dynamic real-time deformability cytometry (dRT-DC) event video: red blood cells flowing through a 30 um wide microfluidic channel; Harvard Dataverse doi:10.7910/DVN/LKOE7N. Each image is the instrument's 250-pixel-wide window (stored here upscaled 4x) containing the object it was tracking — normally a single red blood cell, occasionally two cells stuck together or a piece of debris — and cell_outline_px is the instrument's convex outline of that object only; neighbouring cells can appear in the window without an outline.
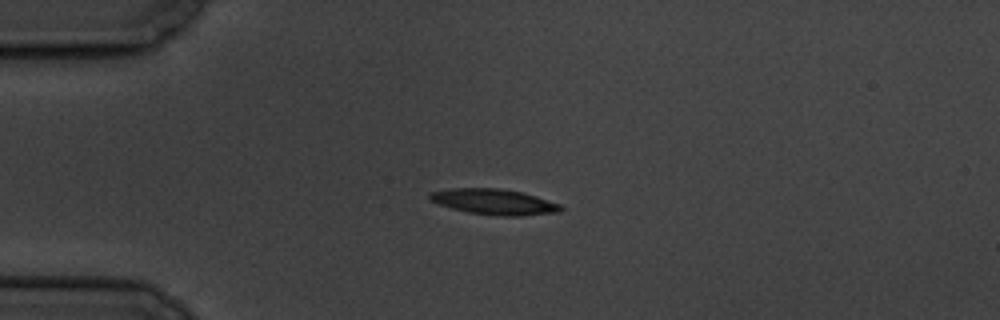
{"species": "common noctule bat (a hibernating species)", "species_latin": "Nyctalus noctula", "temperature_condition": "cold", "stored_images_in_passage": 6, "camera_frame_rate_fps": 3000, "um_per_image_px": 0.085, "animal": {"sex": "male", "body_mass_g": 19.5, "forearm_length_mm": 54.6}, "frame": {"image": 1, "passage_image": 4, "time_ms": 3.333, "image_size_px": [1000, 320], "cell_outline_px": [[564, 208], [560, 212], [520, 216], [500, 216], [468, 212], [452, 208], [428, 200], [428, 196], [432, 192], [452, 188], [500, 188], [524, 192], [560, 204]], "centroid_in_image_um": [42.03, 17.15], "position_along_channel_um": 43.0, "area_um2": 19.59}}
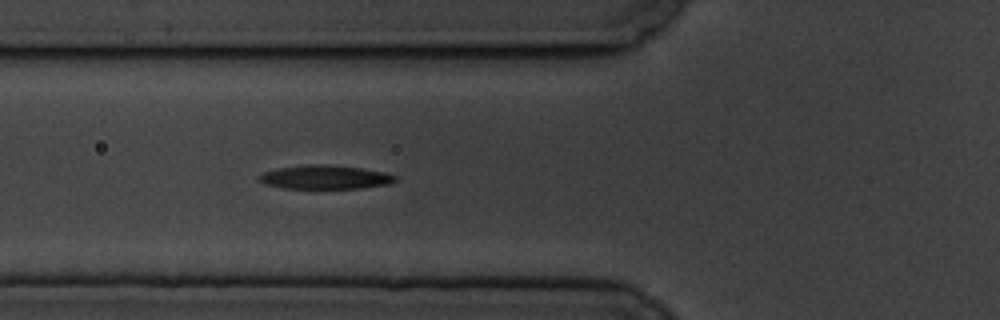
{"frame": {"image": 2, "passage_image": 6, "time_ms": 5.667, "image_size_px": [1000, 320], "cell_outline_px": [[396, 180], [388, 184], [360, 188], [284, 188], [264, 184], [256, 180], [256, 176], [264, 172], [276, 168], [308, 164], [324, 164], [364, 168], [384, 172], [396, 176]], "centroid_in_image_um": [27.57, 15.05], "position_along_channel_um": 98.2, "area_um2": 19.02}}